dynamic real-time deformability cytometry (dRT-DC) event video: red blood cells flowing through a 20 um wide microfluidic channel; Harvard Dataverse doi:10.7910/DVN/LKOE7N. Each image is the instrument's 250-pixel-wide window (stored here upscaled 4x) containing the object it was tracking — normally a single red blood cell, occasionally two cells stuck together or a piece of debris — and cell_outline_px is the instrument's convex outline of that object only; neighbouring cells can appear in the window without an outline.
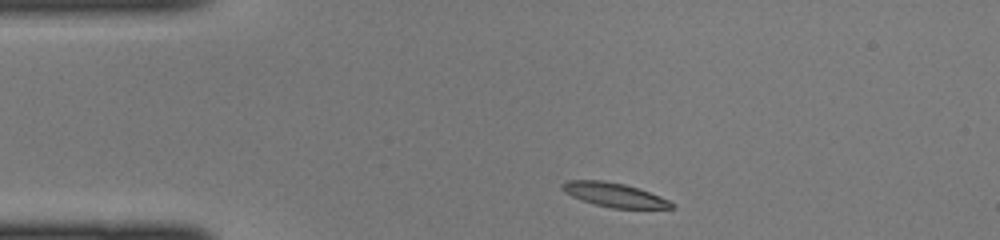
{"species": "common noctule bat (a hibernating species)", "species_latin": "Nyctalus noctula", "temperature_condition": "cold", "stored_images_in_passage": 31, "camera_frame_rate_fps": 3000, "um_per_image_px": 0.085, "animal": {"sex": "female", "body_mass_g": 22.0, "forearm_length_mm": 56.7}, "frame": {"image": 1, "passage_image": 1, "time_ms": 0.0, "image_size_px": [1000, 240], "cell_outline_px": [[672, 208], [612, 208], [580, 200], [564, 192], [560, 188], [560, 184], [568, 180], [604, 180], [624, 184], [660, 196], [668, 200], [672, 204]], "centroid_in_image_um": [52.13, 16.55], "position_along_channel_um": 32.9, "area_um2": 15.14}}
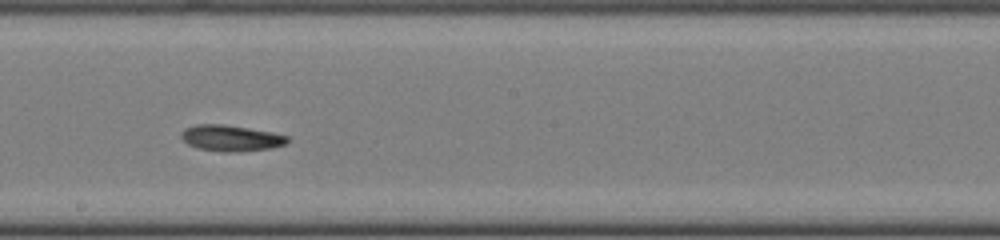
{"frame": {"image": 2, "passage_image": 17, "time_ms": 5.333, "image_size_px": [1000, 240], "cell_outline_px": [[288, 144], [272, 148], [240, 152], [224, 152], [196, 148], [188, 144], [180, 136], [180, 132], [184, 128], [196, 124], [224, 124], [272, 132], [288, 136]], "centroid_in_image_um": [19.62, 11.74], "position_along_channel_um": 228.6, "area_um2": 16.36}}
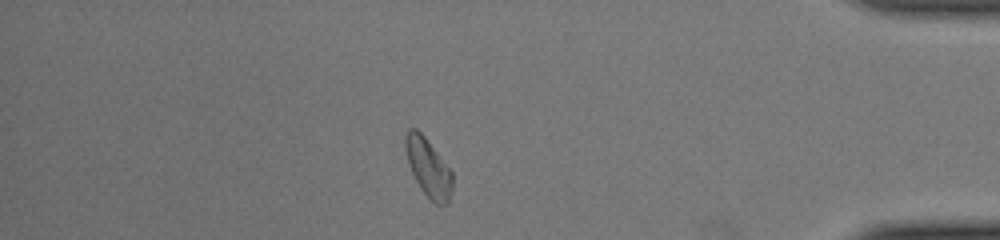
{"frame": {"image": 3, "passage_image": 31, "time_ms": 10.0, "image_size_px": [1000, 240], "cell_outline_px": [[452, 188], [448, 204], [436, 204], [420, 188], [408, 164], [404, 148], [404, 136], [408, 128], [416, 128], [424, 136], [452, 172]], "centroid_in_image_um": [36.37, 14.22], "position_along_channel_um": 398.8, "area_um2": 15.78}}